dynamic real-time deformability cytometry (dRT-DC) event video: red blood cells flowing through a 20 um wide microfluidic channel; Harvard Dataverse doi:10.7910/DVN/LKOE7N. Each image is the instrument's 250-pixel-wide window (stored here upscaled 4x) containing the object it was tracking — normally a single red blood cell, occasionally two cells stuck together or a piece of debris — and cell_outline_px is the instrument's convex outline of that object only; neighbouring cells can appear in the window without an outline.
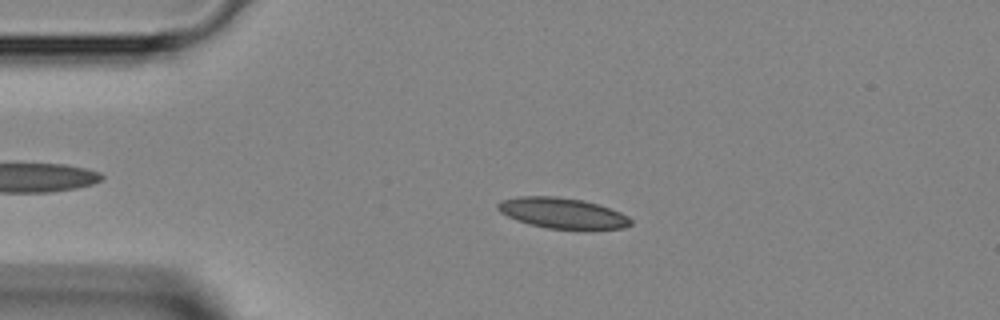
{"species": "Egyptian fruit bat (a non-hibernating species)", "species_latin": "Rousettus aegyptiacus", "temperature_condition": "room temperature", "stored_images_in_passage": 41, "camera_frame_rate_fps": 3000, "um_per_image_px": 0.085, "animal": {"sex": "female"}, "frame": {"image": 1, "passage_image": 10, "time_ms": 3.0, "image_size_px": [1000, 320], "cell_outline_px": [[632, 224], [624, 228], [548, 228], [528, 224], [516, 220], [500, 212], [496, 208], [496, 204], [500, 200], [520, 196], [556, 196], [584, 200], [600, 204], [620, 212], [628, 216], [632, 220]], "centroid_in_image_um": [47.77, 18.09], "position_along_channel_um": 37.2, "area_um2": 23.64}}
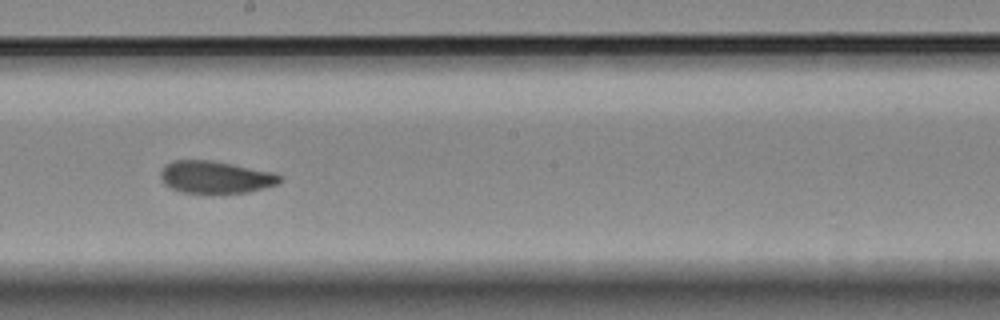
{"frame": {"image": 2, "passage_image": 25, "time_ms": 8.0, "image_size_px": [1000, 320], "cell_outline_px": [[284, 180], [276, 184], [264, 188], [248, 192], [212, 196], [180, 192], [164, 184], [160, 176], [160, 172], [164, 164], [172, 160], [212, 160], [276, 172], [284, 176]], "centroid_in_image_um": [18.34, 15.09], "position_along_channel_um": 229.9, "area_um2": 23.58}}
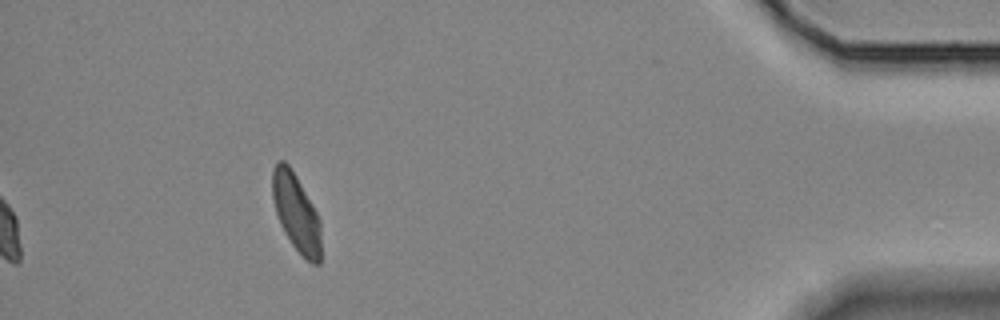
{"frame": {"image": 3, "passage_image": 41, "time_ms": 13.333, "image_size_px": [1000, 320], "cell_outline_px": [[320, 264], [312, 264], [292, 244], [284, 232], [280, 224], [276, 212], [272, 196], [272, 168], [276, 160], [284, 160], [288, 164], [296, 176], [312, 204], [320, 220]], "centroid_in_image_um": [25.15, 18.03], "position_along_channel_um": 410.0, "area_um2": 21.79}}